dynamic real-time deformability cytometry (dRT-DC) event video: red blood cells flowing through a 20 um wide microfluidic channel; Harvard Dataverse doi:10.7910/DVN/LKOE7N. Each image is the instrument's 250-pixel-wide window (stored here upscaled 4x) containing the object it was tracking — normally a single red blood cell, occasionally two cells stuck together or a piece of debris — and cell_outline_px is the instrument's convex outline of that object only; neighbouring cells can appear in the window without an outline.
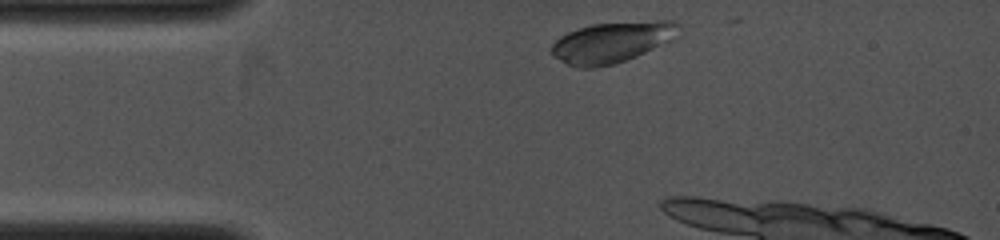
{"species": "common noctule bat (a hibernating species)", "species_latin": "Nyctalus noctula", "temperature_condition": "cold", "stored_images_in_passage": 5, "camera_frame_rate_fps": 4000, "um_per_image_px": 0.085, "animal": {"sex": "female", "body_mass_g": 19.0, "forearm_length_mm": 53.3}, "frame": {"image": 1, "passage_image": 1, "time_ms": 0.0, "image_size_px": [1000, 240], "cell_outline_px": [[680, 36], [676, 40], [668, 44], [636, 56], [612, 64], [596, 68], [576, 68], [552, 56], [552, 44], [560, 36], [568, 32], [592, 24], [656, 20], [672, 20], [680, 24]], "centroid_in_image_um": [52.12, 3.58], "position_along_channel_um": 32.9, "area_um2": 30.81}}